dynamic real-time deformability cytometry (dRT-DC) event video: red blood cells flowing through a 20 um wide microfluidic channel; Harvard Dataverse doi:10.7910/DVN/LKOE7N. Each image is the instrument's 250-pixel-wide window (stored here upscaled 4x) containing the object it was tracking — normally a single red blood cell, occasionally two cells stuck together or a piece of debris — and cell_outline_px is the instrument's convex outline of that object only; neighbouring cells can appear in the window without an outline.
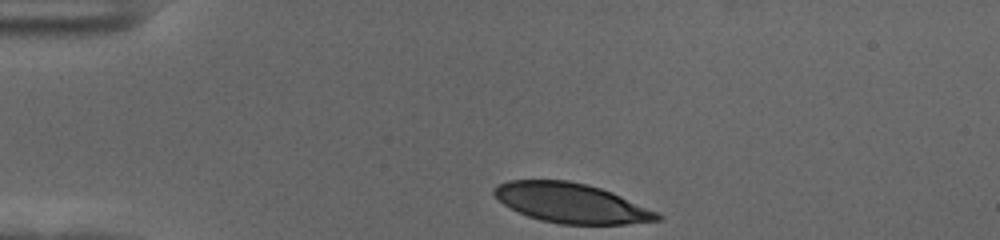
{"species": "human", "species_latin": "Homo sapiens", "temperature_condition": "cold", "stored_images_in_passage": 36, "camera_frame_rate_fps": 3000, "um_per_image_px": 0.085, "donor": {"sex": "female"}, "frame": {"image": 1, "passage_image": 1, "time_ms": 0.0, "image_size_px": [1000, 240], "cell_outline_px": [[664, 216], [660, 220], [624, 224], [560, 224], [540, 220], [528, 216], [508, 208], [492, 192], [492, 188], [496, 184], [508, 180], [568, 180], [588, 184], [612, 192], [660, 212]], "centroid_in_image_um": [48.56, 17.25], "position_along_channel_um": 36.4, "area_um2": 38.03}}
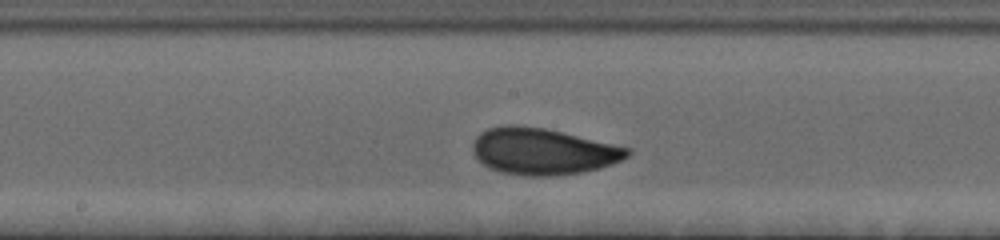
{"frame": {"image": 2, "passage_image": 19, "time_ms": 6.0, "image_size_px": [1000, 240], "cell_outline_px": [[632, 152], [628, 156], [612, 164], [600, 168], [580, 172], [548, 176], [524, 176], [500, 172], [488, 168], [472, 152], [472, 144], [476, 136], [480, 132], [488, 128], [504, 124], [516, 124], [544, 128], [632, 148]], "centroid_in_image_um": [46.12, 12.86], "position_along_channel_um": 202.1, "area_um2": 42.08}}
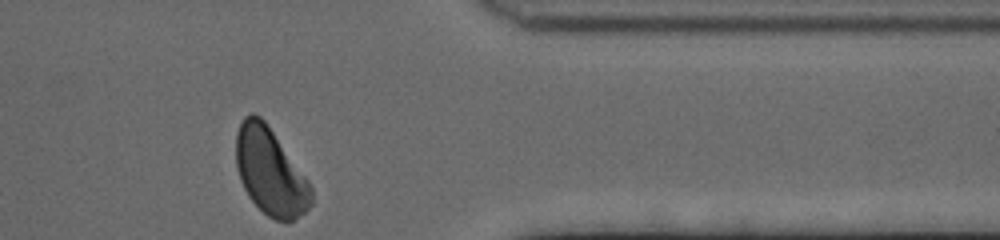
{"frame": {"image": 3, "passage_image": 36, "time_ms": 11.667, "image_size_px": [1000, 240], "cell_outline_px": [[312, 204], [304, 212], [288, 224], [276, 220], [268, 216], [248, 196], [240, 180], [236, 168], [236, 132], [244, 116], [252, 112], [260, 116], [264, 120], [308, 180], [312, 188]], "centroid_in_image_um": [22.96, 14.61], "position_along_channel_um": 388.4, "area_um2": 37.97}, "authors_computed_cell_mechanics": {"area_um2": 40.0554, "velocity_mm_per_s": 3.5256, "shape_relaxation_time_tau1_ms": 3.5765, "shape_relaxation_time_tau2_ms": 1.2266, "deformation_change_tau1": 0.1318, "deformation_change_tau2": 0.0479}}